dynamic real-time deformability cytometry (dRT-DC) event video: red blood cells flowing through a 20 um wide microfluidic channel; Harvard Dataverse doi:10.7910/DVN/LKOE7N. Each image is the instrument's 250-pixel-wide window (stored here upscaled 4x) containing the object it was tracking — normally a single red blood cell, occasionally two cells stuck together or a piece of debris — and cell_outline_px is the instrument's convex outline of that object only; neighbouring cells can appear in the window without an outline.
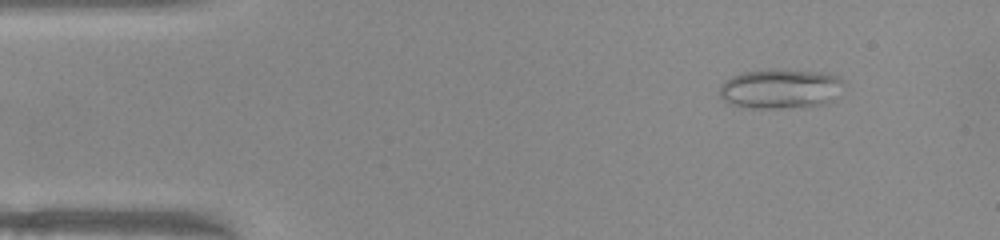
{"species": "common noctule bat (a hibernating species)", "species_latin": "Nyctalus noctula", "temperature_condition": "warm", "stored_images_in_passage": 50, "camera_frame_rate_fps": 3000, "um_per_image_px": 0.085, "animal": {"sex": "female", "body_mass_g": 22.0, "forearm_length_mm": 56.7}, "frame": {"image": 1, "passage_image": 5, "time_ms": 1.333, "image_size_px": [1000, 240], "cell_outline_px": [[844, 84], [824, 104], [800, 108], [740, 108], [724, 100], [720, 96], [720, 88], [724, 80], [732, 76], [744, 72], [768, 68], [776, 68], [828, 72], [840, 76], [844, 80]], "centroid_in_image_um": [66.31, 7.52], "position_along_channel_um": 18.7, "area_um2": 29.25}}
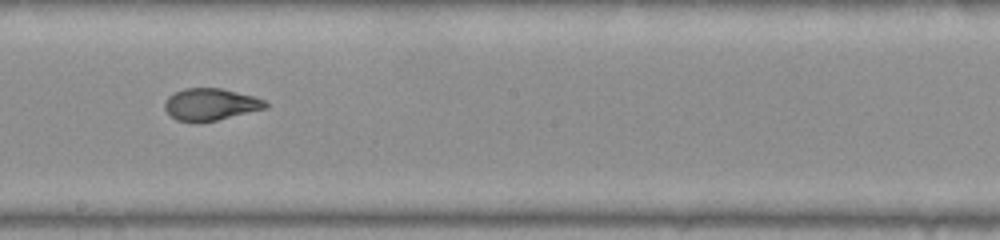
{"frame": {"image": 2, "passage_image": 27, "time_ms": 8.667, "image_size_px": [1000, 240], "cell_outline_px": [[268, 108], [216, 120], [176, 120], [164, 108], [164, 104], [168, 96], [184, 88], [220, 88], [252, 96], [264, 100], [268, 104]], "centroid_in_image_um": [17.91, 8.85], "position_along_channel_um": 230.3, "area_um2": 18.26}}
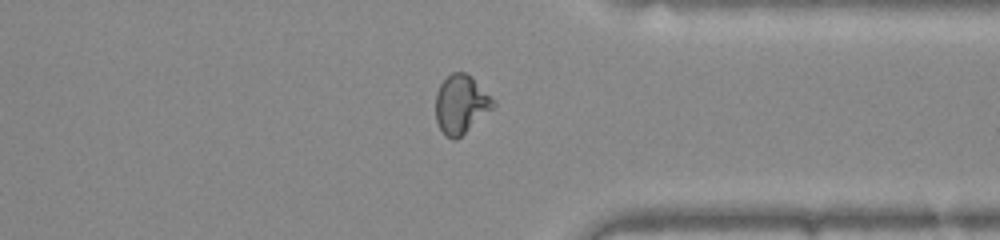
{"frame": {"image": 3, "passage_image": 38, "time_ms": 12.333, "image_size_px": [1000, 240], "cell_outline_px": [[496, 104], [492, 108], [456, 140], [452, 140], [444, 136], [436, 120], [436, 92], [440, 84], [452, 72], [464, 72], [472, 76], [496, 100]], "centroid_in_image_um": [39.18, 8.85], "position_along_channel_um": 372.2, "area_um2": 19.65}, "authors_computed_cell_mechanics": {"area_um2": 20.2878, "velocity_mm_per_s": 3.9954, "shape_relaxation_time_tau1_ms": null, "shape_relaxation_time_tau2_ms": 1.0222, "deformation_change_tau1": null, "deformation_change_tau2": 0.0726}}